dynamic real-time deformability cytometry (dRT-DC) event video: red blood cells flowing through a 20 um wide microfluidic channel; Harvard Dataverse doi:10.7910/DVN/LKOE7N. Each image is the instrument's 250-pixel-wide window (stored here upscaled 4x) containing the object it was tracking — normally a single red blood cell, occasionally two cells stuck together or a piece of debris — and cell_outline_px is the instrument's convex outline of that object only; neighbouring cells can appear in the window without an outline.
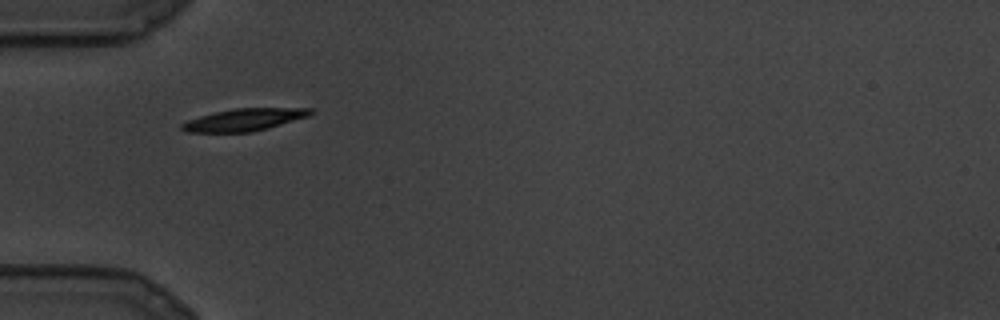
{"species": "common noctule bat (a hibernating species)", "species_latin": "Nyctalus noctula", "temperature_condition": "cold", "stored_images_in_passage": 16, "camera_frame_rate_fps": 3000, "um_per_image_px": 0.085, "animal": {"sex": "male", "body_mass_g": 19.5, "forearm_length_mm": 54.6}, "frame": {"image": 1, "passage_image": 1, "time_ms": 0.0, "image_size_px": [1000, 320], "cell_outline_px": [[316, 112], [308, 116], [268, 128], [252, 132], [188, 132], [180, 128], [180, 124], [188, 120], [200, 116], [216, 112], [236, 108], [316, 108]], "centroid_in_image_um": [20.8, 10.17], "position_along_channel_um": 64.2, "area_um2": 16.65}}
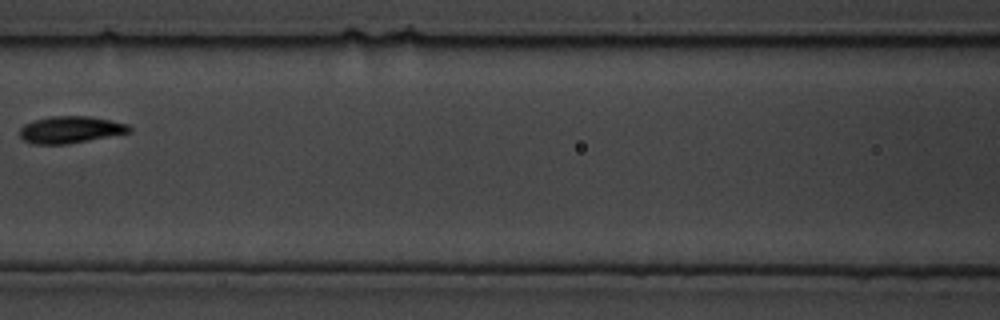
{"frame": {"image": 2, "passage_image": 5, "time_ms": 1.333, "image_size_px": [1000, 320], "cell_outline_px": [[132, 132], [68, 144], [36, 144], [24, 140], [20, 136], [20, 128], [24, 124], [32, 120], [52, 116], [88, 116], [112, 120], [128, 124], [132, 128]], "centroid_in_image_um": [6.01, 11.01], "position_along_channel_um": 160.6, "area_um2": 17.28}}
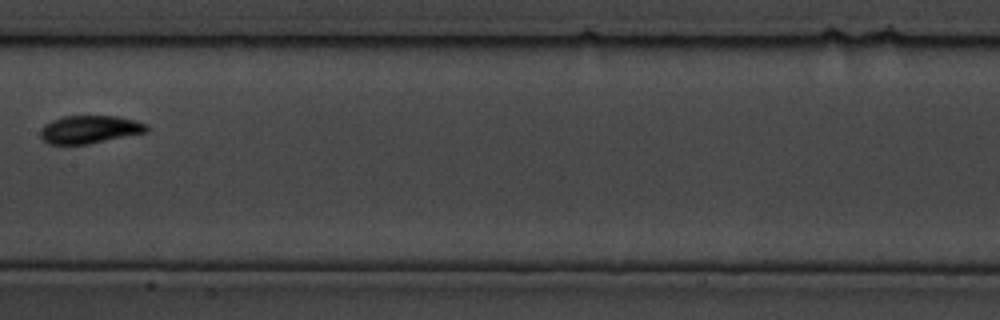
{"frame": {"image": 3, "passage_image": 7, "time_ms": 2.0, "image_size_px": [1000, 320], "cell_outline_px": [[148, 132], [88, 144], [48, 144], [40, 136], [40, 128], [44, 124], [52, 120], [64, 116], [116, 116], [136, 120], [148, 124]], "centroid_in_image_um": [7.63, 11.0], "position_along_channel_um": 199.8, "area_um2": 17.4}}